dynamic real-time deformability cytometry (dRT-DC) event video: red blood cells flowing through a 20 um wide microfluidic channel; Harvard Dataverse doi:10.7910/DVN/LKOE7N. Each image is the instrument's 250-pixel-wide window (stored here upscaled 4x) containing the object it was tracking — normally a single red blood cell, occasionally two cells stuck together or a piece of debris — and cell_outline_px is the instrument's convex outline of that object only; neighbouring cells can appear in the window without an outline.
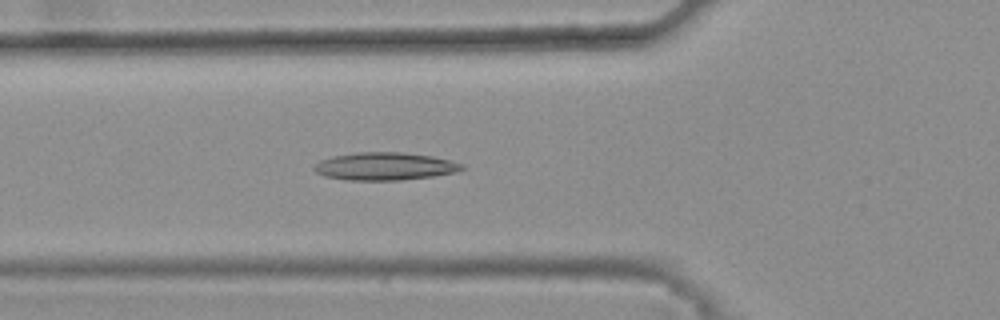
{"species": "common noctule bat (a hibernating species)", "species_latin": "Nyctalus noctula", "temperature_condition": "warm", "stored_images_in_passage": 46, "camera_frame_rate_fps": 3000, "um_per_image_px": 0.085, "animal": {"sex": "female", "body_mass_g": 25.1}, "frame": {"image": 1, "passage_image": 19, "time_ms": 6.0, "image_size_px": [1000, 320], "cell_outline_px": [[464, 168], [456, 172], [432, 176], [400, 180], [344, 180], [324, 176], [316, 172], [312, 168], [320, 160], [336, 156], [356, 152], [400, 152], [432, 156], [464, 164]], "centroid_in_image_um": [32.69, 14.14], "position_along_channel_um": 93.1, "area_um2": 23.76}}
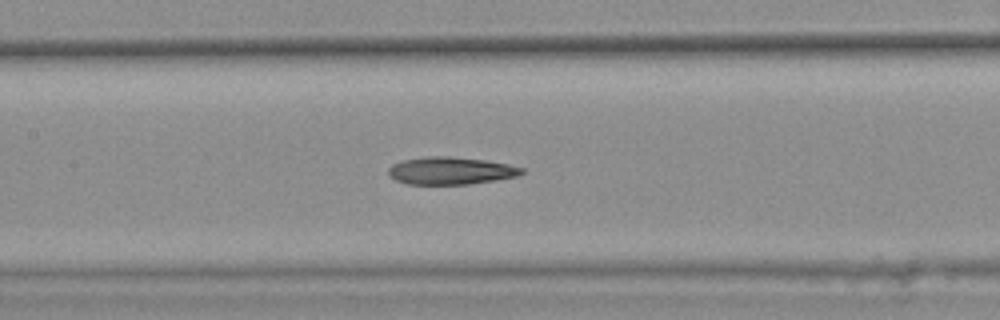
{"frame": {"image": 2, "passage_image": 25, "time_ms": 8.0, "image_size_px": [1000, 320], "cell_outline_px": [[524, 172], [516, 176], [496, 180], [468, 184], [408, 184], [396, 180], [388, 176], [388, 168], [392, 164], [400, 160], [428, 156], [448, 156], [484, 160], [508, 164], [524, 168]], "centroid_in_image_um": [38.27, 14.51], "position_along_channel_um": 169.1, "area_um2": 21.39}}
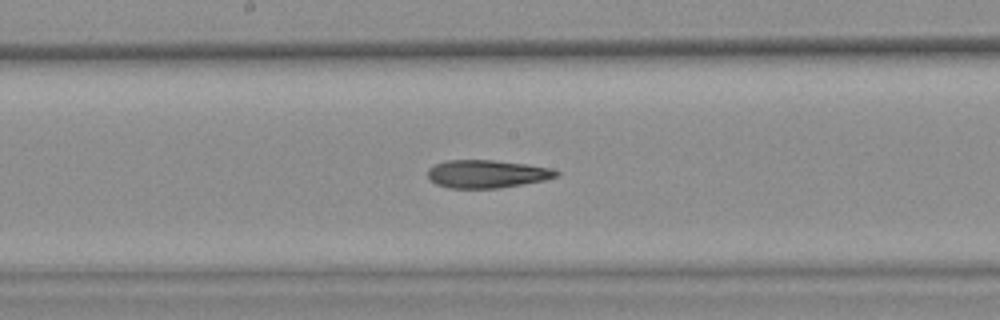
{"frame": {"image": 3, "passage_image": 28, "time_ms": 9.0, "image_size_px": [1000, 320], "cell_outline_px": [[560, 172], [556, 176], [544, 180], [500, 188], [448, 188], [436, 184], [428, 176], [428, 168], [432, 164], [448, 160], [492, 160], [524, 164], [548, 168]], "centroid_in_image_um": [41.32, 14.78], "position_along_channel_um": 206.9, "area_um2": 20.75}, "authors_computed_cell_mechanics": {"area_um2": 21.8484, "velocity_mm_per_s": 3.7896, "shape_relaxation_time_tau1_ms": null, "shape_relaxation_time_tau2_ms": 5.2011, "deformation_change_tau1": null, "deformation_change_tau2": 0.1443}}